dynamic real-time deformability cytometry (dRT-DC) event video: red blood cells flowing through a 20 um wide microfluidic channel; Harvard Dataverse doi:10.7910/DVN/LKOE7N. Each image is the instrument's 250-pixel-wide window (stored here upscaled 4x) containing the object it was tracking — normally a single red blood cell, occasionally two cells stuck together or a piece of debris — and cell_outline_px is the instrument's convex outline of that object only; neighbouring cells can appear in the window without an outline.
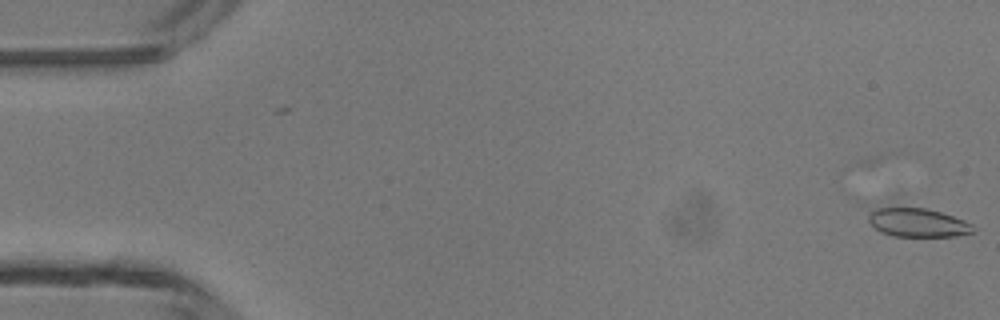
{"species": "common noctule bat (a hibernating species)", "species_latin": "Nyctalus noctula", "temperature_condition": "room temperature", "stored_images_in_passage": 6, "camera_frame_rate_fps": 3000, "um_per_image_px": 0.085, "animal": {"sex": "male", "body_mass_g": 13.3}, "frame": {"image": 1, "passage_image": 2, "time_ms": 1.333, "image_size_px": [1000, 320], "cell_outline_px": [[976, 232], [956, 236], [892, 236], [880, 232], [868, 220], [868, 212], [896, 192], [964, 220], [972, 224], [976, 228]], "centroid_in_image_um": [77.82, 18.63], "position_along_channel_um": 7.2, "area_um2": 21.39}}
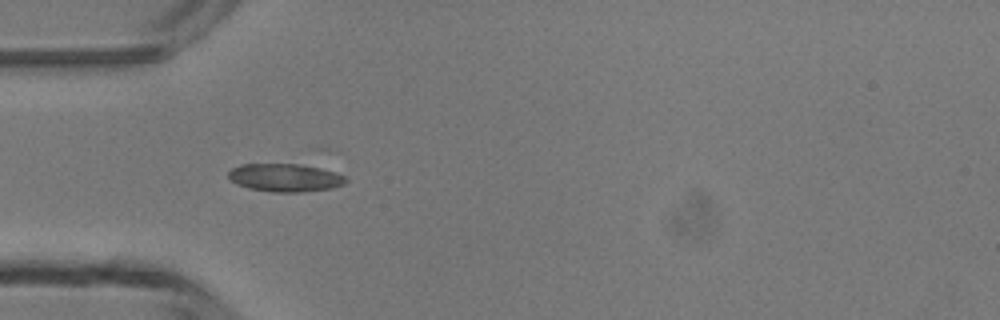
{"frame": {"image": 2, "passage_image": 6, "time_ms": 6.0, "image_size_px": [1000, 320], "cell_outline_px": [[348, 180], [344, 184], [332, 188], [300, 192], [272, 192], [248, 188], [236, 184], [228, 176], [228, 172], [232, 168], [240, 164], [300, 164], [336, 172], [344, 176]], "centroid_in_image_um": [24.22, 15.1], "position_along_channel_um": 60.8, "area_um2": 19.13}}